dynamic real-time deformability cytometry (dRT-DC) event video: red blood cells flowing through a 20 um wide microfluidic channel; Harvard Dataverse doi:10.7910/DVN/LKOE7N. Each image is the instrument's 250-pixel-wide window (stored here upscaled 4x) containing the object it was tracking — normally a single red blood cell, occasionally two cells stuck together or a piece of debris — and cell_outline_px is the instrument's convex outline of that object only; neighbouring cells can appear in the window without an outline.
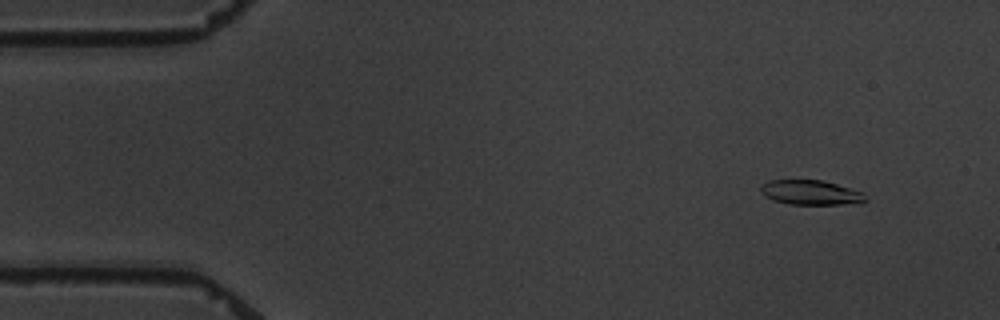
{"species": "common noctule bat (a hibernating species)", "species_latin": "Nyctalus noctula", "temperature_condition": "warm", "stored_images_in_passage": 4, "camera_frame_rate_fps": 3000, "um_per_image_px": 0.085, "animal": {"sex": "male", "body_mass_g": 19.5, "forearm_length_mm": 54.6}, "frame": {"image": 1, "passage_image": 4, "time_ms": 6.333, "image_size_px": [1000, 320], "cell_outline_px": [[868, 200], [860, 204], [788, 204], [772, 200], [764, 196], [760, 192], [760, 188], [768, 180], [824, 180], [864, 192], [868, 196]], "centroid_in_image_um": [68.97, 16.37], "position_along_channel_um": 16.0, "area_um2": 15.37}}